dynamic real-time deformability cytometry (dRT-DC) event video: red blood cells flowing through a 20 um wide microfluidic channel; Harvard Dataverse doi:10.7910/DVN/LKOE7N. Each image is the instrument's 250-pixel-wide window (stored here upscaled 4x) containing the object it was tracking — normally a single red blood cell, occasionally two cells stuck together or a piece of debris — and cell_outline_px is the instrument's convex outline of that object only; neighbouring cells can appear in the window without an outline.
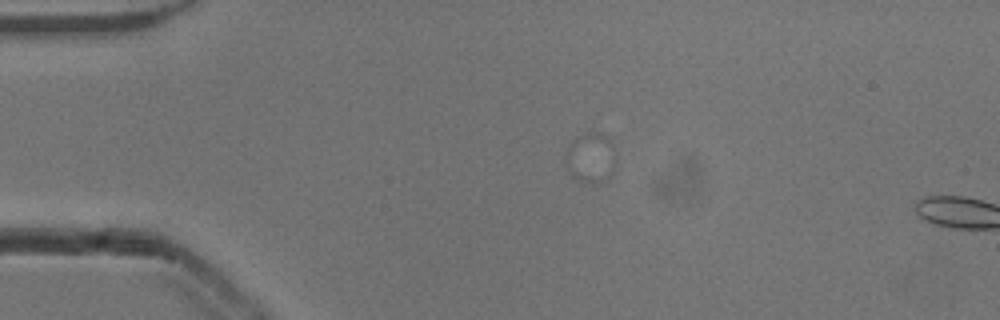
{"species": "common noctule bat (a hibernating species)", "species_latin": "Nyctalus noctula", "temperature_condition": "cold", "stored_images_in_passage": 16, "camera_frame_rate_fps": 3000, "um_per_image_px": 0.085, "animal": {"sex": "male", "body_mass_g": 13.3}, "frame": {"image": 1, "passage_image": 14, "time_ms": 4.333, "image_size_px": [1000, 320], "cell_outline_px": [[612, 144], [608, 176], [600, 184], [592, 184], [580, 180], [572, 176], [568, 168], [568, 144], [572, 140], [588, 132], [600, 132], [608, 136]], "centroid_in_image_um": [50.15, 13.38], "position_along_channel_um": 34.8, "area_um2": 13.64}}